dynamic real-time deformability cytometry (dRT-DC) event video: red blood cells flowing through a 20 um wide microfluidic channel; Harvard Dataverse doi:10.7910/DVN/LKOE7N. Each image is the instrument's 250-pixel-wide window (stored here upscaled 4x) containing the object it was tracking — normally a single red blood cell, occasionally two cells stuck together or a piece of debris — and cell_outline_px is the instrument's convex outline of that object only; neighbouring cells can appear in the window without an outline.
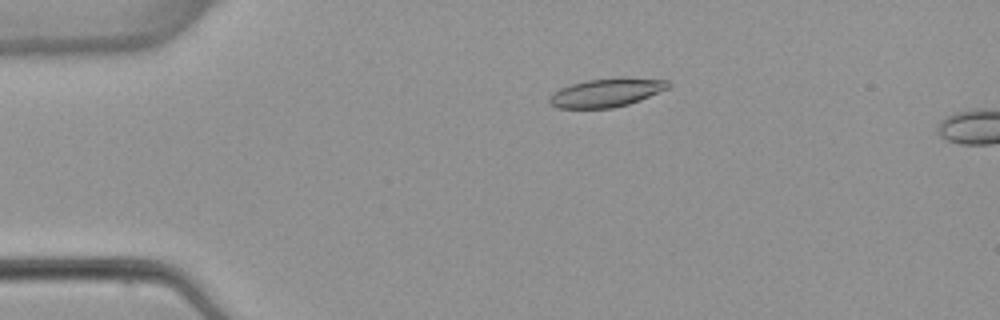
{"species": "common noctule bat (a hibernating species)", "species_latin": "Nyctalus noctula", "temperature_condition": "warm", "stored_images_in_passage": 4, "camera_frame_rate_fps": 3000, "um_per_image_px": 0.085, "animal": {"sex": "female", "body_mass_g": 22.7, "forearm_length_mm": 54.2}, "frame": {"image": 1, "passage_image": 3, "time_ms": 3.333, "image_size_px": [1000, 320], "cell_outline_px": [[672, 84], [668, 88], [640, 100], [628, 104], [612, 108], [556, 108], [548, 100], [560, 88], [572, 84], [588, 80], [620, 76], [624, 76], [668, 80]], "centroid_in_image_um": [51.61, 7.85], "position_along_channel_um": 33.4, "area_um2": 19.83}}